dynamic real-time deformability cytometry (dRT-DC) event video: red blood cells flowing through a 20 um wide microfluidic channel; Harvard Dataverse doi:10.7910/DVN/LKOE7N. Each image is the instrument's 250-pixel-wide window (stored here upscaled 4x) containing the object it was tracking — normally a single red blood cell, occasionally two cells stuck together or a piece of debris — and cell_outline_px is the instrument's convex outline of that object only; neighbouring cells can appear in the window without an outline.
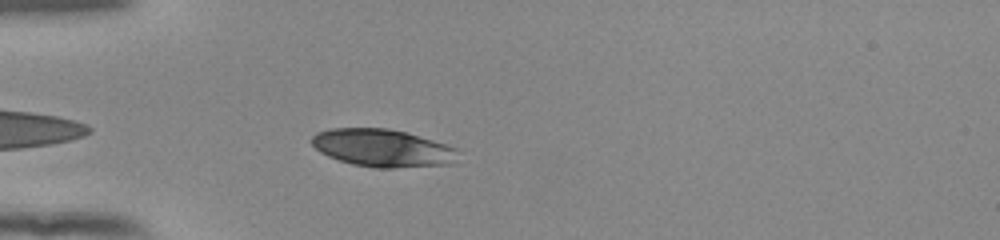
{"species": "human", "species_latin": "Homo sapiens", "temperature_condition": "room temperature", "stored_images_in_passage": 37, "camera_frame_rate_fps": 3000, "um_per_image_px": 0.085, "donor": {"sex": "female"}, "frame": {"image": 1, "passage_image": 3, "time_ms": 0.667, "image_size_px": [1000, 240], "cell_outline_px": [[456, 148], [452, 164], [392, 168], [376, 168], [352, 164], [328, 156], [320, 152], [312, 144], [312, 136], [316, 132], [328, 128], [388, 128], [408, 132]], "centroid_in_image_um": [32.45, 12.57], "position_along_channel_um": 52.5, "area_um2": 31.91}}
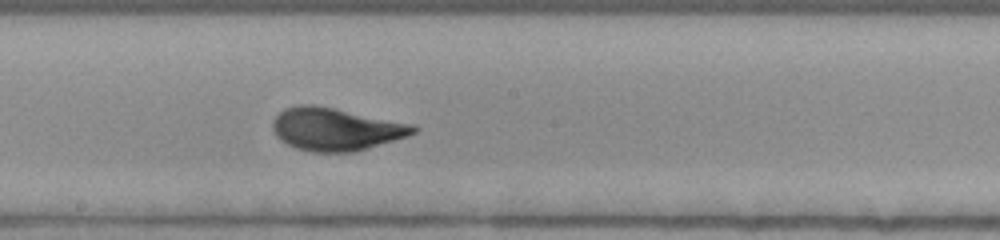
{"frame": {"image": 2, "passage_image": 17, "time_ms": 5.333, "image_size_px": [1000, 240], "cell_outline_px": [[420, 128], [416, 132], [408, 136], [368, 148], [352, 152], [312, 152], [296, 148], [280, 140], [276, 136], [272, 128], [272, 120], [284, 108], [300, 104], [316, 104], [416, 124]], "centroid_in_image_um": [28.56, 10.96], "position_along_channel_um": 219.6, "area_um2": 35.43}}
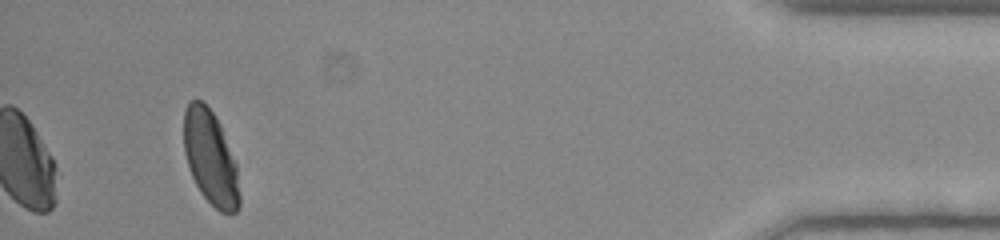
{"frame": {"image": 3, "passage_image": 37, "time_ms": 12.0, "image_size_px": [1000, 240], "cell_outline_px": [[240, 204], [236, 212], [220, 212], [200, 192], [192, 176], [184, 152], [184, 108], [188, 100], [200, 100], [212, 112], [220, 124], [236, 164], [240, 196]], "centroid_in_image_um": [17.88, 13.4], "position_along_channel_um": 417.3, "area_um2": 30.29}, "authors_computed_cell_mechanics": {"area_um2": 34.2176, "velocity_mm_per_s": 3.8976, "shape_relaxation_time_tau1_ms": 3.4733, "shape_relaxation_time_tau2_ms": null, "deformation_change_tau1": 0.1585, "deformation_change_tau2": null}}